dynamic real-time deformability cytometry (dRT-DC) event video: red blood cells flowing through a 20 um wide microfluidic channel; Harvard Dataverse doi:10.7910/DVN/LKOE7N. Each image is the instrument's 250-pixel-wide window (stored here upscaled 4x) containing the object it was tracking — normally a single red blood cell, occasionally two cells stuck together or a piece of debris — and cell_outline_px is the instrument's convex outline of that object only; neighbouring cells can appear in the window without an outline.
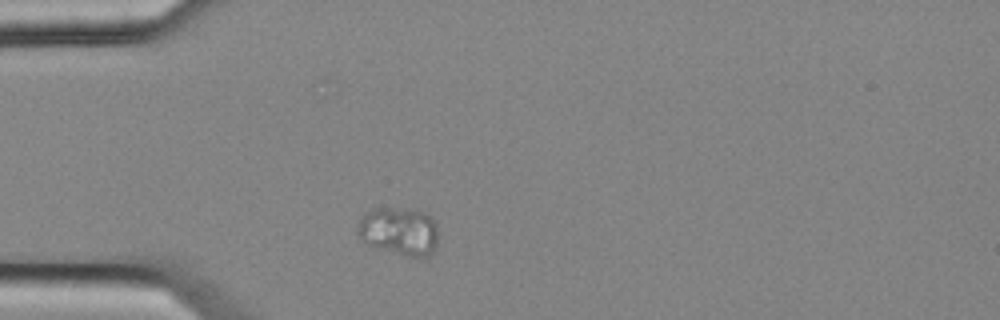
{"species": "common noctule bat (a hibernating species)", "species_latin": "Nyctalus noctula", "temperature_condition": "cold", "stored_images_in_passage": 8, "camera_frame_rate_fps": 3000, "um_per_image_px": 0.085, "animal": {"sex": "female", "body_mass_g": 25.1}, "frame": {"image": 1, "passage_image": 1, "time_ms": 0.0, "image_size_px": [1000, 320], "cell_outline_px": [[436, 248], [424, 260], [404, 256], [376, 248], [360, 240], [360, 220], [372, 208], [392, 208], [424, 212], [432, 216], [436, 224]], "centroid_in_image_um": [33.98, 19.71], "position_along_channel_um": 51.0, "area_um2": 22.6}}
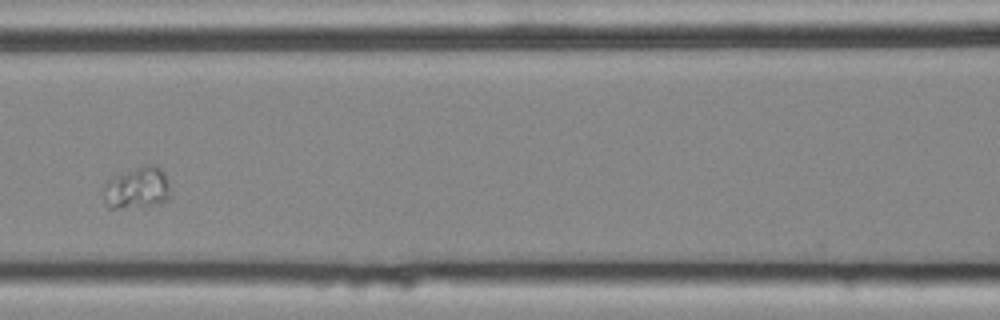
{"frame": {"image": 2, "passage_image": 4, "time_ms": 1.0, "image_size_px": [1000, 320], "cell_outline_px": [[168, 196], [160, 204], [116, 208], [108, 208], [104, 204], [100, 188], [112, 176], [148, 164], [152, 164], [160, 168], [164, 172], [168, 180]], "centroid_in_image_um": [11.56, 15.97], "position_along_channel_um": 155.0, "area_um2": 16.36}}
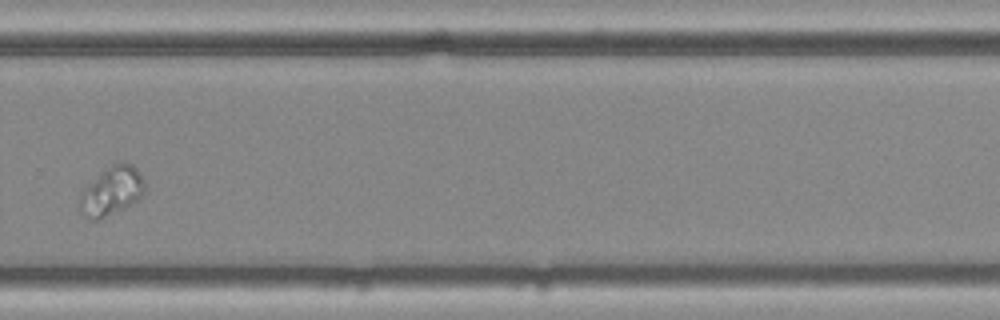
{"frame": {"image": 3, "passage_image": 8, "time_ms": 2.333, "image_size_px": [1000, 320], "cell_outline_px": [[144, 192], [132, 204], [124, 208], [96, 220], [92, 220], [80, 212], [76, 204], [76, 200], [80, 192], [88, 184], [112, 164], [120, 160], [132, 164], [140, 172], [144, 180]], "centroid_in_image_um": [9.45, 16.23], "position_along_channel_um": 320.4, "area_um2": 18.55}}